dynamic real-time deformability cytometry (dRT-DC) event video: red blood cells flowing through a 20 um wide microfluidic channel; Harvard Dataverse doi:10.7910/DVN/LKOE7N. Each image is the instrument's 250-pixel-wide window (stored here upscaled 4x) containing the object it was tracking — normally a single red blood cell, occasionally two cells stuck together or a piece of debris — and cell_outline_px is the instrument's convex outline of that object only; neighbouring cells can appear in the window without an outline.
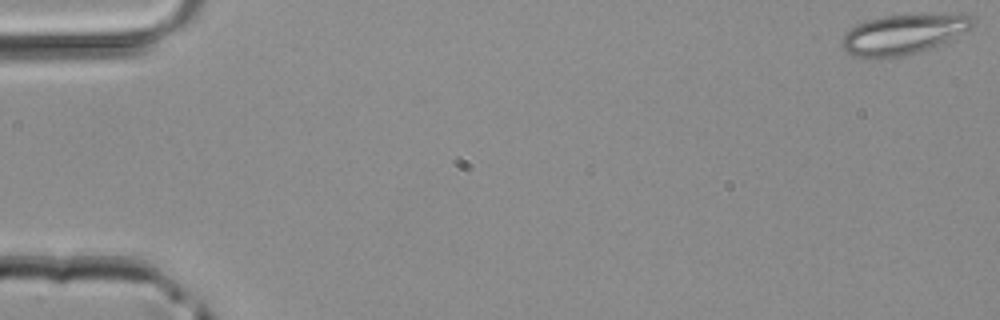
{"species": "common noctule bat (a hibernating species)", "species_latin": "Nyctalus noctula", "temperature_condition": "room temperature", "stored_images_in_passage": 4, "camera_frame_rate_fps": 3000, "um_per_image_px": 0.085, "animal": {"sex": "male", "body_mass_g": 20.4}, "frame": {"image": 1, "passage_image": 1, "time_ms": 0.0, "image_size_px": [1000, 320], "cell_outline_px": [[976, 24], [972, 28], [920, 52], [892, 60], [880, 60], [848, 56], [840, 44], [840, 40], [852, 28], [868, 20], [884, 16], [952, 12], [960, 12], [972, 16], [976, 20]], "centroid_in_image_um": [76.8, 2.93], "position_along_channel_um": 8.2, "area_um2": 31.5}}
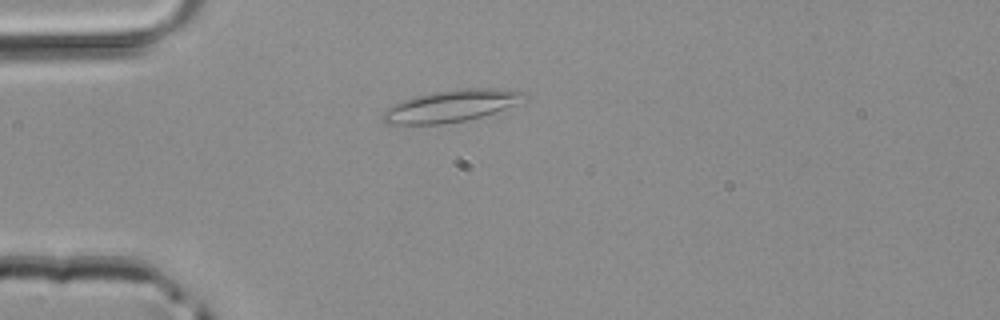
{"frame": {"image": 2, "passage_image": 4, "time_ms": 1.0, "image_size_px": [1000, 320], "cell_outline_px": [[528, 96], [512, 104], [492, 112], [480, 116], [464, 120], [440, 124], [384, 124], [380, 116], [380, 112], [404, 100], [416, 96], [436, 92], [460, 88], [496, 88], [524, 92]], "centroid_in_image_um": [38.25, 9.0], "position_along_channel_um": 46.8, "area_um2": 25.61}}